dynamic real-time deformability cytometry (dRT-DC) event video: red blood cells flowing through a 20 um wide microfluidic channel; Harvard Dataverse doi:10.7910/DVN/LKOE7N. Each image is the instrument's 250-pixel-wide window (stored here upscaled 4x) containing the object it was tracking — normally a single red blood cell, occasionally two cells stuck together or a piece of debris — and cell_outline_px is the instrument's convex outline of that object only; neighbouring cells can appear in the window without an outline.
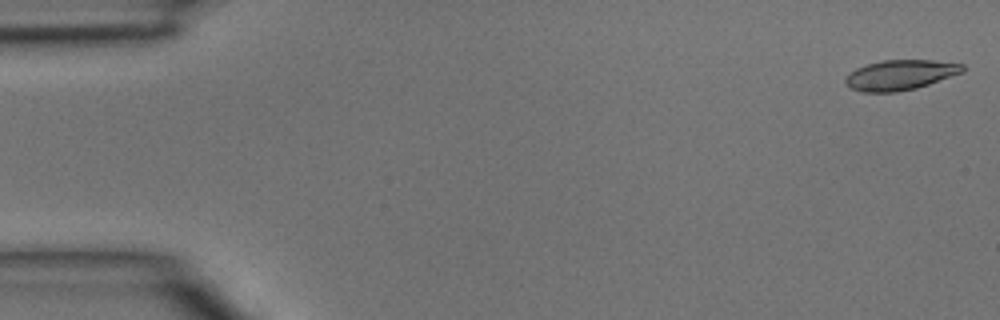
{"species": "common noctule bat (a hibernating species)", "species_latin": "Nyctalus noctula", "temperature_condition": "room temperature", "stored_images_in_passage": 4, "camera_frame_rate_fps": 3000, "um_per_image_px": 0.085, "animal": {"sex": "male", "body_mass_g": 15.6}, "frame": {"image": 1, "passage_image": 1, "time_ms": 0.0, "image_size_px": [1000, 320], "cell_outline_px": [[964, 72], [916, 88], [896, 92], [864, 92], [852, 88], [844, 80], [848, 72], [856, 68], [880, 60], [932, 60], [964, 64]], "centroid_in_image_um": [76.52, 6.36], "position_along_channel_um": 8.5, "area_um2": 20.46}}